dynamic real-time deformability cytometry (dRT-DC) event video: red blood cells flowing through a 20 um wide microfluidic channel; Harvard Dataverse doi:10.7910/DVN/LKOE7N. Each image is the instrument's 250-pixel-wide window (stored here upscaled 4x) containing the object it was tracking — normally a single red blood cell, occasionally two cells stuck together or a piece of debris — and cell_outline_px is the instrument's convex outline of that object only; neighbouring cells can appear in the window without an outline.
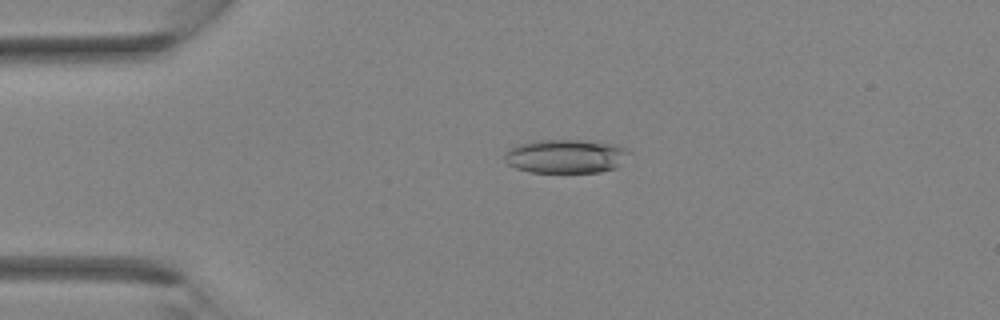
{"species": "Egyptian fruit bat (a non-hibernating species)", "species_latin": "Rousettus aegyptiacus", "temperature_condition": "room temperature", "stored_images_in_passage": 29, "camera_frame_rate_fps": 3000, "um_per_image_px": 0.085, "animal": {"sex": "female"}, "frame": {"image": 1, "passage_image": 1, "time_ms": 0.0, "image_size_px": [1000, 320], "cell_outline_px": [[628, 152], [620, 164], [616, 168], [600, 172], [528, 172], [516, 168], [508, 164], [504, 160], [504, 156], [512, 148], [520, 144], [532, 140], [584, 140], [612, 144], [624, 148]], "centroid_in_image_um": [48.05, 13.28], "position_along_channel_um": 36.9, "area_um2": 24.22}}
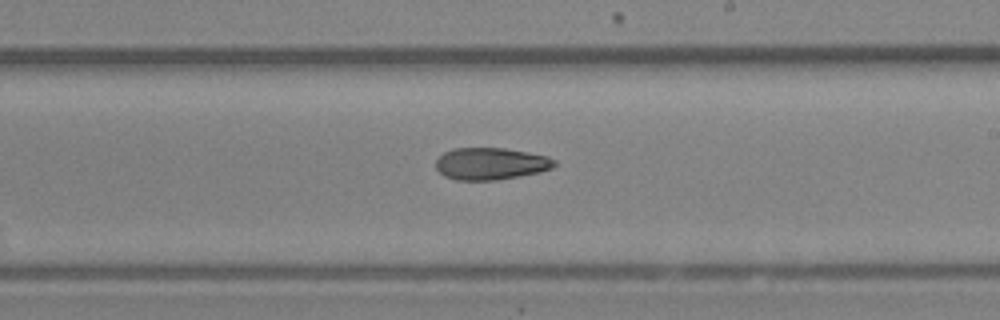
{"frame": {"image": 2, "passage_image": 14, "time_ms": 4.333, "image_size_px": [1000, 320], "cell_outline_px": [[556, 164], [552, 168], [540, 172], [496, 180], [456, 180], [444, 176], [436, 168], [436, 160], [444, 152], [452, 148], [504, 148], [528, 152], [548, 156], [556, 160]], "centroid_in_image_um": [41.71, 13.91], "position_along_channel_um": 247.3, "area_um2": 22.2}}
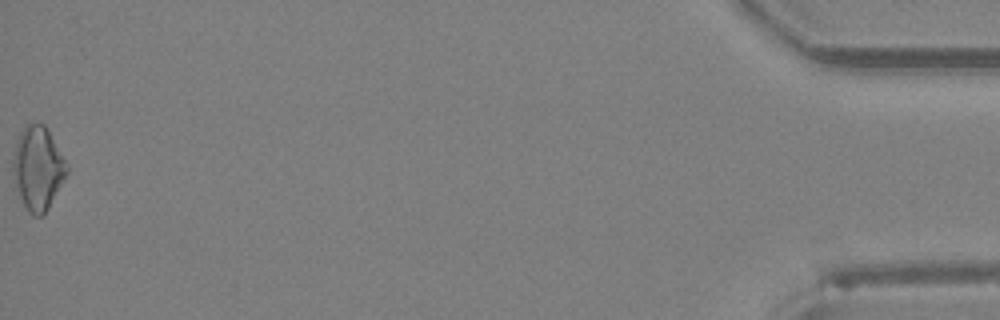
{"frame": {"image": 3, "passage_image": 29, "time_ms": 9.333, "image_size_px": [1000, 320], "cell_outline_px": [[68, 172], [44, 216], [32, 216], [28, 212], [16, 188], [12, 172], [12, 160], [16, 140], [24, 124], [44, 124], [68, 164]], "centroid_in_image_um": [3.2, 14.3], "position_along_channel_um": 432.0, "area_um2": 26.24}}